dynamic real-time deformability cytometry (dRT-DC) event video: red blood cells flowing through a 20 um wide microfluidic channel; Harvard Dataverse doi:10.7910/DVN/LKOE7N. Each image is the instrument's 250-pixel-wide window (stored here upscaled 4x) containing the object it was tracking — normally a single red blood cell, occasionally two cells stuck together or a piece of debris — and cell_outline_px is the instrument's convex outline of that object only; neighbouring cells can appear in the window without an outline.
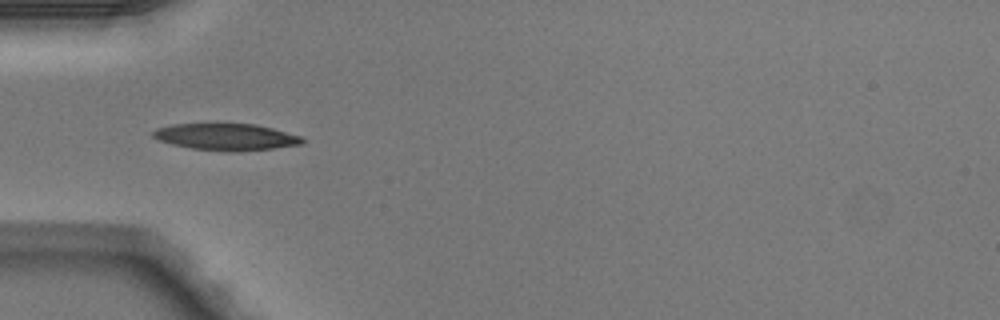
{"species": "Egyptian fruit bat (a non-hibernating species)", "species_latin": "Rousettus aegyptiacus", "temperature_condition": "warm", "stored_images_in_passage": 49, "camera_frame_rate_fps": 3000, "um_per_image_px": 0.085, "animal": {"sex": "male"}, "frame": {"image": 1, "passage_image": 16, "time_ms": 5.0, "image_size_px": [1000, 320], "cell_outline_px": [[304, 140], [300, 144], [272, 148], [232, 152], [228, 152], [192, 148], [172, 144], [160, 140], [152, 136], [152, 132], [156, 128], [172, 124], [256, 124], [272, 128], [300, 136]], "centroid_in_image_um": [19.18, 11.63], "position_along_channel_um": 65.8, "area_um2": 22.95}}
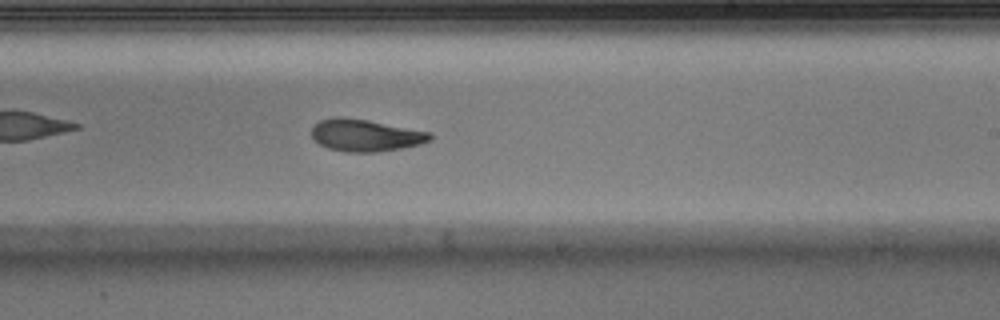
{"frame": {"image": 2, "passage_image": 30, "time_ms": 9.667, "image_size_px": [1000, 320], "cell_outline_px": [[432, 140], [420, 144], [400, 148], [376, 152], [348, 152], [328, 148], [320, 144], [312, 136], [312, 128], [320, 120], [332, 116], [340, 116], [368, 120], [432, 132]], "centroid_in_image_um": [31.08, 11.49], "position_along_channel_um": 257.9, "area_um2": 22.14}}
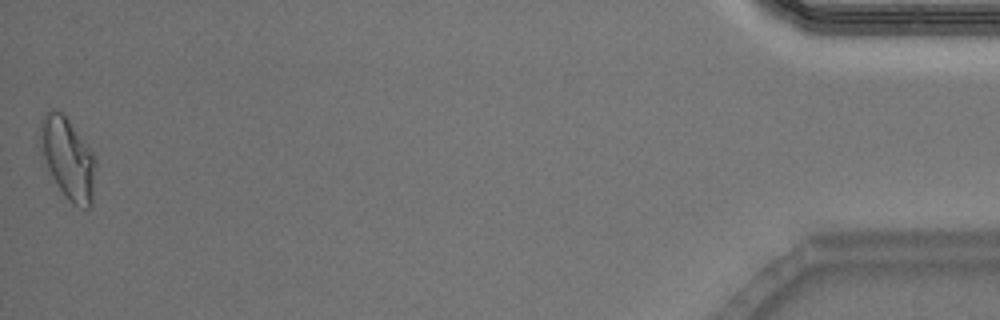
{"frame": {"image": 3, "passage_image": 49, "time_ms": 16.0, "image_size_px": [1000, 320], "cell_outline_px": [[96, 164], [92, 204], [88, 208], [84, 208], [72, 204], [68, 200], [44, 168], [40, 136], [40, 120], [52, 108], [60, 112], [68, 120], [96, 156]], "centroid_in_image_um": [5.76, 13.5], "position_along_channel_um": 429.4, "area_um2": 26.41}, "authors_computed_cell_mechanics": {"area_um2": 22.3686, "velocity_mm_per_s": 4.1221, "shape_relaxation_time_tau1_ms": 3.2113, "shape_relaxation_time_tau2_ms": 3.0359, "deformation_change_tau1": 0.1383, "deformation_change_tau2": 0.0976}}